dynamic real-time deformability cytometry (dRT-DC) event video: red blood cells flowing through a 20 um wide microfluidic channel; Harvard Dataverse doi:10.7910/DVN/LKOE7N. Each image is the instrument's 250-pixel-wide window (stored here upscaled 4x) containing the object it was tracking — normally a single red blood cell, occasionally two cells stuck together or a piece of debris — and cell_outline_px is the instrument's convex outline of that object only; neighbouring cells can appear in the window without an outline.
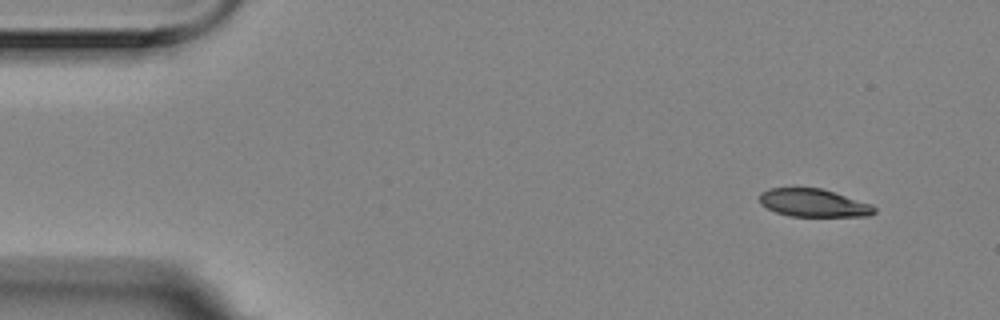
{"species": "Egyptian fruit bat (a non-hibernating species)", "species_latin": "Rousettus aegyptiacus", "temperature_condition": "room temperature", "stored_images_in_passage": 4, "camera_frame_rate_fps": 3000, "um_per_image_px": 0.085, "animal": {"sex": "female"}, "frame": {"image": 1, "passage_image": 1, "time_ms": 0.0, "image_size_px": [1000, 320], "cell_outline_px": [[876, 212], [868, 216], [788, 216], [776, 212], [760, 204], [760, 192], [768, 188], [820, 188], [872, 204], [876, 208]], "centroid_in_image_um": [69.14, 17.25], "position_along_channel_um": 15.9, "area_um2": 18.61}}
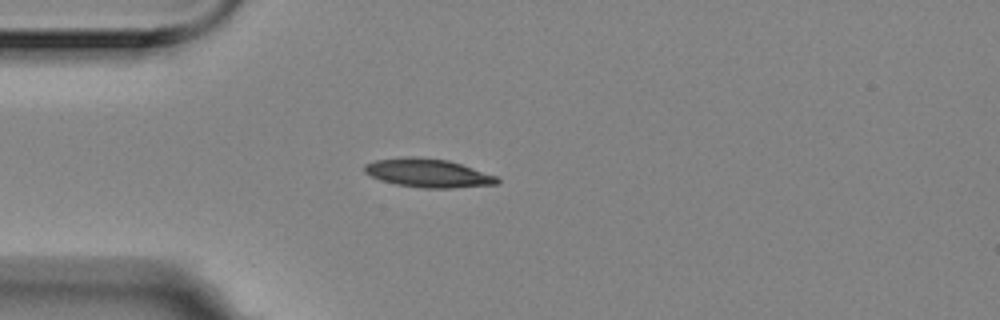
{"frame": {"image": 2, "passage_image": 3, "time_ms": 0.667, "image_size_px": [1000, 320], "cell_outline_px": [[500, 180], [496, 184], [452, 188], [420, 188], [396, 184], [380, 180], [364, 172], [364, 164], [376, 160], [404, 156], [412, 156], [448, 160], [496, 176]], "centroid_in_image_um": [36.34, 14.71], "position_along_channel_um": 48.7, "area_um2": 21.96}}